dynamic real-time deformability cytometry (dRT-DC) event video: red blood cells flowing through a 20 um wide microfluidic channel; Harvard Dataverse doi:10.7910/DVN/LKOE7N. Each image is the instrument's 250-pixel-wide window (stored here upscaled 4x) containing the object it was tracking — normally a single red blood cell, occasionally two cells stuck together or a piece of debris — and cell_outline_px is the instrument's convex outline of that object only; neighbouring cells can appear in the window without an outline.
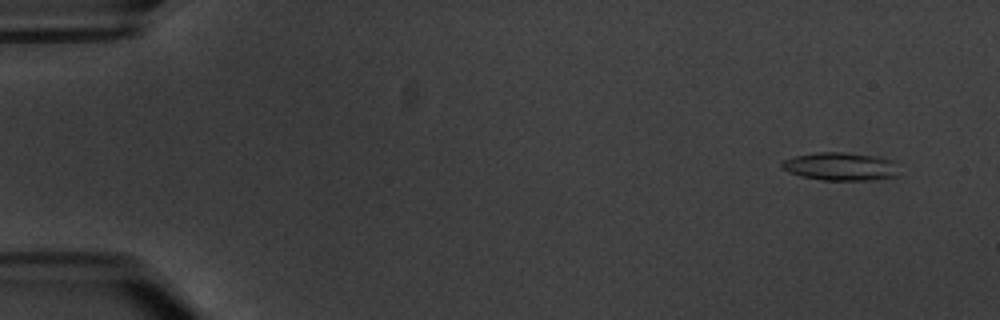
{"species": "common noctule bat (a hibernating species)", "species_latin": "Nyctalus noctula", "temperature_condition": "warm", "stored_images_in_passage": 4, "camera_frame_rate_fps": 3000, "um_per_image_px": 0.085, "animal": {"sex": "male", "body_mass_g": 20.1, "forearm_length_mm": 53.5}, "frame": {"image": 1, "passage_image": 2, "time_ms": 1.0, "image_size_px": [1000, 320], "cell_outline_px": [[896, 176], [872, 180], [824, 180], [800, 176], [788, 172], [780, 168], [780, 164], [784, 160], [792, 156], [816, 152], [844, 152], [876, 156], [888, 160]], "centroid_in_image_um": [71.27, 14.14], "position_along_channel_um": 13.7, "area_um2": 18.79}}